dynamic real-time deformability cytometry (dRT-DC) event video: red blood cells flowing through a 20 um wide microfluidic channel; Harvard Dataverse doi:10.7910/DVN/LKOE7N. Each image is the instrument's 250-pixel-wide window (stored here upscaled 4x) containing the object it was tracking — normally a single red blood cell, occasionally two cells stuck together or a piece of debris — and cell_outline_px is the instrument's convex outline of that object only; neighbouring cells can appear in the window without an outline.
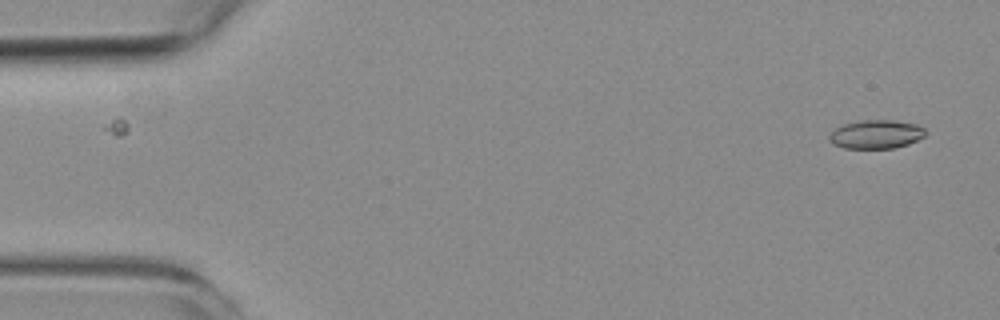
{"species": "common noctule bat (a hibernating species)", "species_latin": "Nyctalus noctula", "temperature_condition": "room temperature", "stored_images_in_passage": 2, "camera_frame_rate_fps": 3000, "um_per_image_px": 0.085, "animal": {"sex": "female", "body_mass_g": 19.3, "forearm_length_mm": 54.1}, "frame": {"image": 1, "passage_image": 2, "time_ms": 1.0, "image_size_px": [1000, 320], "cell_outline_px": [[928, 132], [924, 136], [908, 144], [892, 148], [844, 148], [832, 144], [828, 140], [828, 136], [836, 128], [844, 124], [860, 120], [892, 120], [916, 124], [924, 128]], "centroid_in_image_um": [74.46, 11.41], "position_along_channel_um": 10.5, "area_um2": 16.07}}